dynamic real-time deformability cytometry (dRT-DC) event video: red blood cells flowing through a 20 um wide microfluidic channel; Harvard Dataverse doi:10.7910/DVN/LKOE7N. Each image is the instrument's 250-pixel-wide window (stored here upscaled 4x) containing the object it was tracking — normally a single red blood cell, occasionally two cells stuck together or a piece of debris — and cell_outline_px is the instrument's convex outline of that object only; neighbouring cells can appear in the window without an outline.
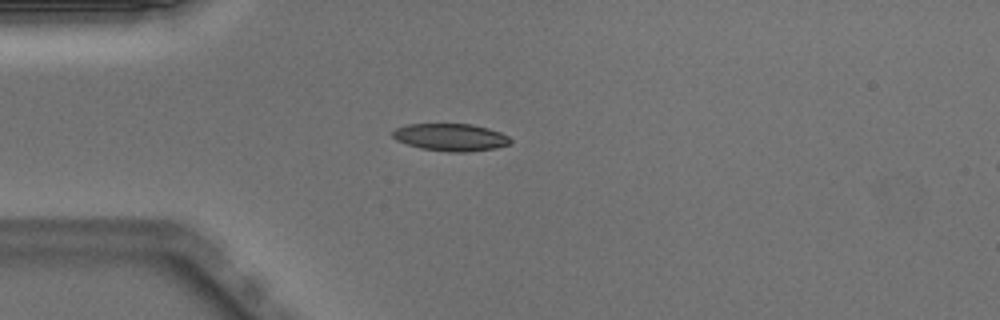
{"species": "Egyptian fruit bat (a non-hibernating species)", "species_latin": "Rousettus aegyptiacus", "temperature_condition": "warm", "stored_images_in_passage": 39, "camera_frame_rate_fps": 3000, "um_per_image_px": 0.085, "animal": {"sex": "male"}, "frame": {"image": 1, "passage_image": 2, "time_ms": 0.333, "image_size_px": [1000, 320], "cell_outline_px": [[512, 144], [496, 148], [468, 152], [448, 152], [420, 148], [396, 140], [392, 136], [392, 132], [396, 128], [408, 124], [472, 124], [488, 128], [500, 132], [508, 136], [512, 140]], "centroid_in_image_um": [38.34, 11.67], "position_along_channel_um": 46.7, "area_um2": 18.9}}
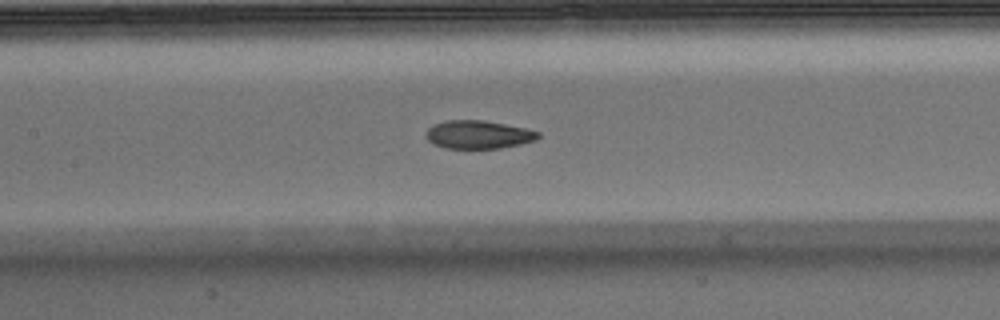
{"frame": {"image": 2, "passage_image": 12, "time_ms": 3.667, "image_size_px": [1000, 320], "cell_outline_px": [[540, 136], [536, 140], [520, 144], [500, 148], [444, 148], [432, 144], [424, 136], [424, 132], [432, 124], [448, 120], [484, 120], [524, 128], [540, 132]], "centroid_in_image_um": [40.6, 11.44], "position_along_channel_um": 166.8, "area_um2": 18.55}}
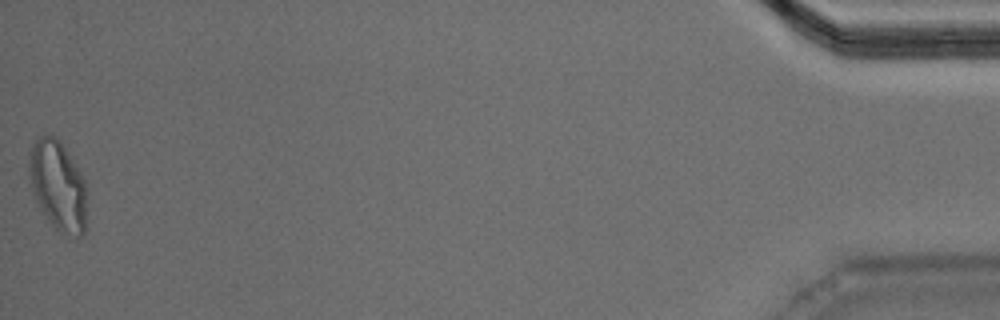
{"frame": {"image": 3, "passage_image": 39, "time_ms": 12.667, "image_size_px": [1000, 320], "cell_outline_px": [[88, 192], [84, 232], [80, 236], [76, 236], [60, 232], [48, 220], [36, 200], [32, 188], [28, 172], [28, 152], [32, 144], [40, 136], [56, 136], [60, 140], [80, 172], [84, 180]], "centroid_in_image_um": [4.93, 15.75], "position_along_channel_um": 430.3, "area_um2": 30.29}, "authors_computed_cell_mechanics": {"area_um2": 19.652, "velocity_mm_per_s": 4.0088, "shape_relaxation_time_tau1_ms": 7.0137, "shape_relaxation_time_tau2_ms": 2.2104, "deformation_change_tau1": 0.2104, "deformation_change_tau2": 0.0877}}